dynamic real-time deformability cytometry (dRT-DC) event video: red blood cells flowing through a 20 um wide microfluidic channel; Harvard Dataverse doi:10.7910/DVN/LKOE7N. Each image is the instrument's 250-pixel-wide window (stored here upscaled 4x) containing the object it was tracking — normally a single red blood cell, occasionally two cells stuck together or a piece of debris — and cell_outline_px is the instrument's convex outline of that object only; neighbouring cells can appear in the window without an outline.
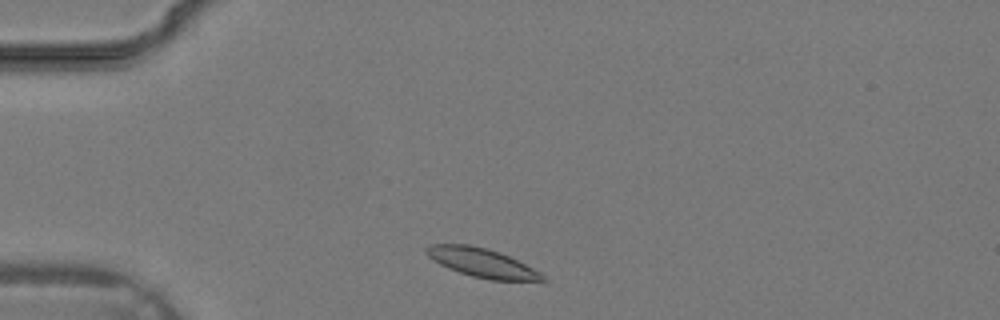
{"species": "common noctule bat (a hibernating species)", "species_latin": "Nyctalus noctula", "temperature_condition": "warm", "stored_images_in_passage": 29, "camera_frame_rate_fps": 3000, "um_per_image_px": 0.085, "animal": {"sex": "male", "body_mass_g": 19.2, "forearm_length_mm": 51.8}, "frame": {"image": 1, "passage_image": 2, "time_ms": 0.333, "image_size_px": [1000, 320], "cell_outline_px": [[548, 280], [492, 280], [472, 276], [448, 268], [432, 260], [424, 252], [424, 248], [428, 244], [468, 244], [488, 248], [500, 252], [540, 272]], "centroid_in_image_um": [40.89, 22.31], "position_along_channel_um": 44.1, "area_um2": 19.42}}
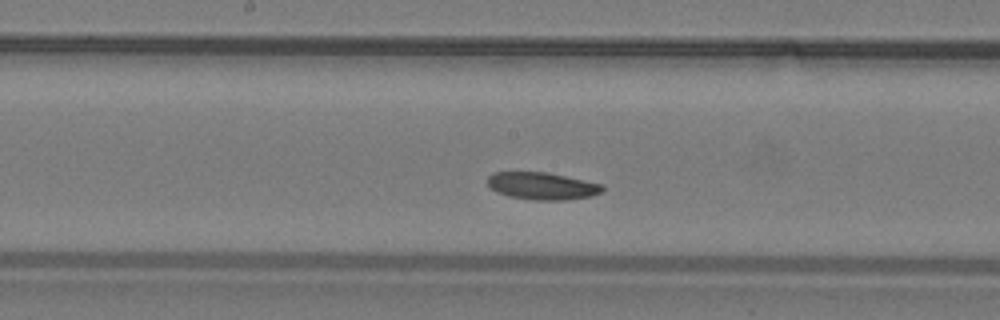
{"frame": {"image": 2, "passage_image": 12, "time_ms": 3.667, "image_size_px": [1000, 320], "cell_outline_px": [[604, 188], [600, 192], [592, 196], [564, 200], [532, 200], [508, 196], [496, 192], [488, 184], [488, 176], [492, 172], [548, 172], [604, 184]], "centroid_in_image_um": [46.09, 15.8], "position_along_channel_um": 202.1, "area_um2": 18.38}}
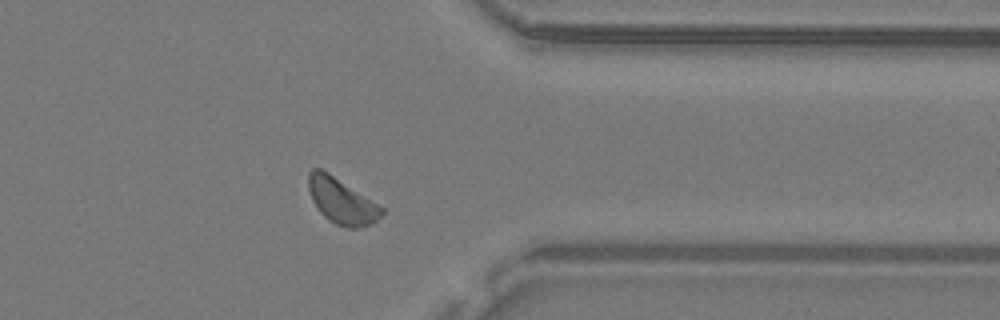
{"frame": {"image": 3, "passage_image": 22, "time_ms": 7.0, "image_size_px": [1000, 320], "cell_outline_px": [[384, 212], [372, 224], [360, 228], [348, 228], [336, 224], [328, 220], [320, 212], [312, 200], [308, 188], [308, 172], [312, 168], [320, 168], [328, 172], [384, 208]], "centroid_in_image_um": [29.02, 17.09], "position_along_channel_um": 382.4, "area_um2": 19.36}}